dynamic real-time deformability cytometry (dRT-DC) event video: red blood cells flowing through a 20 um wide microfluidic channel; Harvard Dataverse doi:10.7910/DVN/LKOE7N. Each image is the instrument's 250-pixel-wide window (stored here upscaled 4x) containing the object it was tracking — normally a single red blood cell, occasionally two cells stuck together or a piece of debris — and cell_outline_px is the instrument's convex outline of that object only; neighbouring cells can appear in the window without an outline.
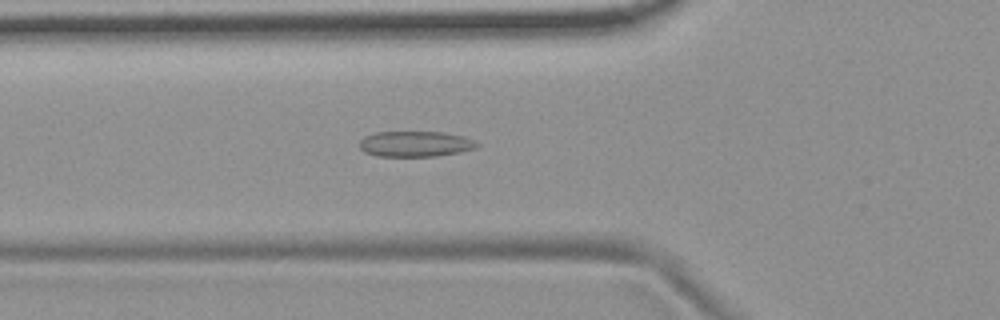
{"species": "common noctule bat (a hibernating species)", "species_latin": "Nyctalus noctula", "temperature_condition": "room temperature", "stored_images_in_passage": 52, "camera_frame_rate_fps": 3000, "um_per_image_px": 0.085, "animal": {"sex": "female", "body_mass_g": 19.9}, "frame": {"image": 1, "passage_image": 17, "time_ms": 5.333, "image_size_px": [1000, 320], "cell_outline_px": [[480, 144], [476, 148], [460, 152], [436, 156], [376, 156], [364, 152], [360, 148], [360, 140], [364, 136], [376, 132], [444, 132], [464, 136]], "centroid_in_image_um": [35.3, 12.23], "position_along_channel_um": 90.5, "area_um2": 17.57}}
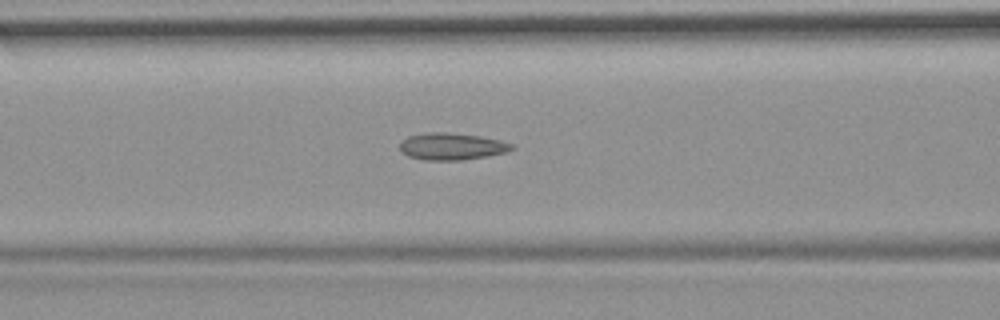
{"frame": {"image": 2, "passage_image": 20, "time_ms": 6.333, "image_size_px": [1000, 320], "cell_outline_px": [[516, 148], [508, 152], [488, 156], [464, 160], [424, 160], [408, 156], [400, 152], [400, 144], [408, 136], [428, 132], [448, 132], [480, 136], [500, 140], [516, 144]], "centroid_in_image_um": [38.45, 12.45], "position_along_channel_um": 128.1, "area_um2": 17.86}}
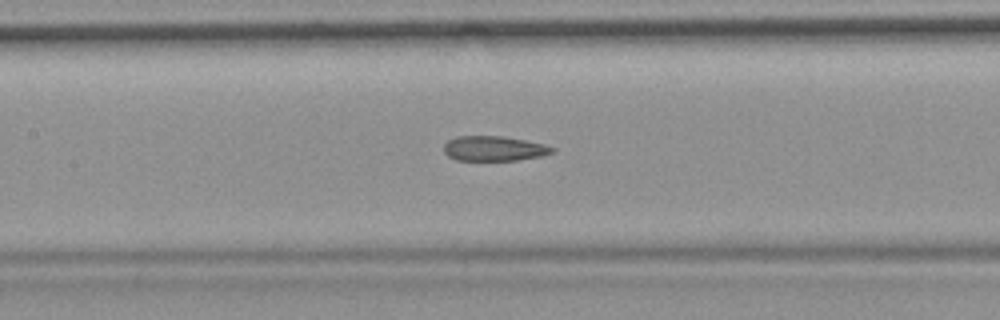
{"frame": {"image": 3, "passage_image": 23, "time_ms": 7.333, "image_size_px": [1000, 320], "cell_outline_px": [[556, 152], [540, 156], [516, 160], [456, 160], [448, 156], [444, 152], [444, 144], [448, 140], [456, 136], [500, 136], [524, 140], [544, 144], [556, 148]], "centroid_in_image_um": [41.99, 12.62], "position_along_channel_um": 165.4, "area_um2": 15.72}, "authors_computed_cell_mechanics": {"area_um2": 16.9932, "velocity_mm_per_s": 3.7298, "shape_relaxation_time_tau1_ms": null, "shape_relaxation_time_tau2_ms": 3.4304, "deformation_change_tau1": null, "deformation_change_tau2": 0.1173}}